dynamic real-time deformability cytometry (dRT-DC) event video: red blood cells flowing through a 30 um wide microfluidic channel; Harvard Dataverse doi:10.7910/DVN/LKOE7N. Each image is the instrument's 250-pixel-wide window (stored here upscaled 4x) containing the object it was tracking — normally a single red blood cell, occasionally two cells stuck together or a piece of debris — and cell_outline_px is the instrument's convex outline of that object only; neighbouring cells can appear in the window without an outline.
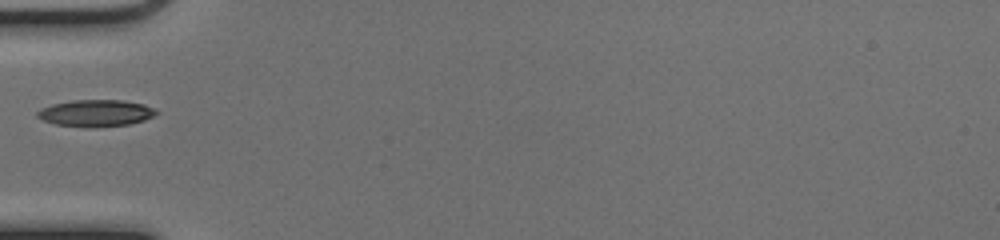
{"species": "common noctule bat (a hibernating species)", "species_latin": "Nyctalus noctula", "temperature_condition": "cold", "stored_images_in_passage": 35, "camera_frame_rate_fps": 3000, "um_per_image_px": 0.085, "animal": {"sex": "female", "body_mass_g": 17.0, "forearm_length_mm": 48.0}, "frame": {"image": 1, "passage_image": 1, "time_ms": 0.0, "image_size_px": [1000, 240], "cell_outline_px": [[160, 112], [144, 120], [128, 124], [96, 128], [84, 128], [56, 124], [44, 120], [36, 116], [36, 112], [40, 108], [52, 104], [72, 100], [124, 100], [144, 104], [156, 108]], "centroid_in_image_um": [8.15, 9.62], "position_along_channel_um": 76.8, "area_um2": 18.84}}
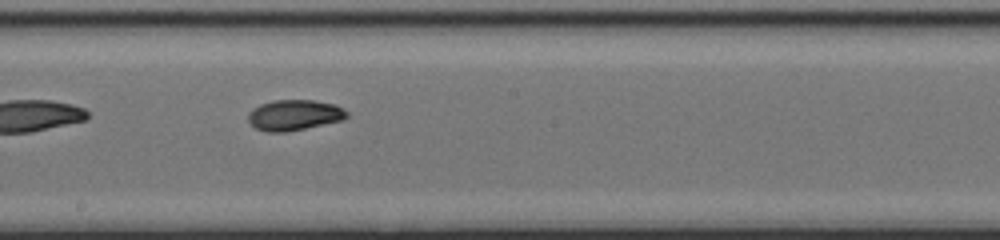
{"frame": {"image": 2, "passage_image": 12, "time_ms": 3.667, "image_size_px": [1000, 240], "cell_outline_px": [[348, 116], [344, 120], [284, 132], [268, 132], [256, 128], [248, 120], [248, 112], [252, 108], [260, 104], [272, 100], [312, 100], [336, 104], [344, 108], [348, 112]], "centroid_in_image_um": [25.03, 9.76], "position_along_channel_um": 223.2, "area_um2": 17.69}}
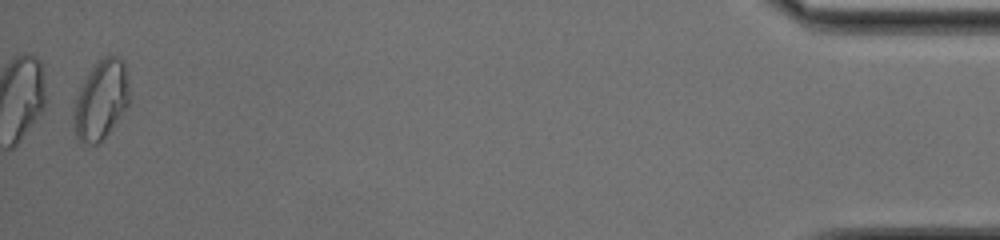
{"frame": {"image": 3, "passage_image": 34, "time_ms": 11.0, "image_size_px": [1000, 240], "cell_outline_px": [[128, 104], [108, 132], [96, 144], [88, 144], [80, 140], [76, 136], [72, 116], [72, 112], [76, 96], [80, 84], [92, 68], [104, 56], [116, 56], [124, 60], [128, 76]], "centroid_in_image_um": [8.56, 8.46], "position_along_channel_um": 426.6, "area_um2": 25.43}}